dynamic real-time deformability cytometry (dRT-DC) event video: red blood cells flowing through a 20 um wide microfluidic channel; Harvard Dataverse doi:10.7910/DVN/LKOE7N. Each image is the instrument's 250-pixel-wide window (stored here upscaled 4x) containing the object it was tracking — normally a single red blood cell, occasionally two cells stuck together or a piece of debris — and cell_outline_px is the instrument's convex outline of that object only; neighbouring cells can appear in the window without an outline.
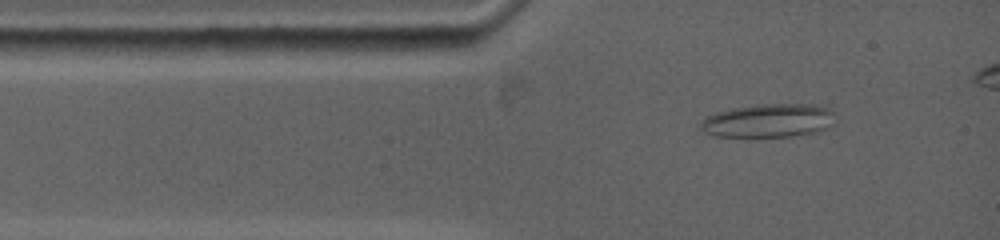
{"species": "common noctule bat (a hibernating species)", "species_latin": "Nyctalus noctula", "temperature_condition": "warm", "stored_images_in_passage": 64, "segment_of_instrument_passage": [1, 2], "camera_frame_rate_fps": 5000, "um_per_image_px": 0.085, "animal": {"sex": "female", "body_mass_g": 19.0, "forearm_length_mm": 53.3}, "frame": {"image": 1, "passage_image": 6, "time_ms": 1.0, "image_size_px": [1000, 240], "cell_outline_px": [[836, 116], [832, 128], [812, 132], [788, 136], [716, 136], [704, 132], [700, 128], [700, 124], [704, 116], [716, 112], [732, 108], [760, 104], [808, 104], [828, 108], [836, 112]], "centroid_in_image_um": [65.34, 10.24], "position_along_channel_um": 19.7, "area_um2": 26.41}}
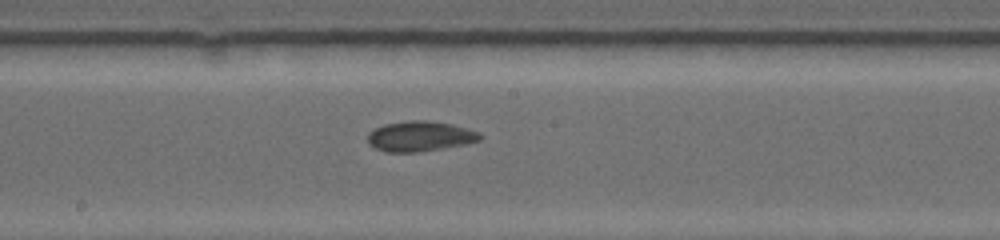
{"frame": {"image": 2, "passage_image": 34, "time_ms": 6.6, "image_size_px": [1000, 240], "cell_outline_px": [[480, 140], [460, 144], [416, 152], [388, 152], [376, 148], [368, 140], [368, 132], [384, 124], [412, 120], [428, 120], [452, 124], [480, 132]], "centroid_in_image_um": [35.67, 11.56], "position_along_channel_um": 212.5, "area_um2": 19.25}}
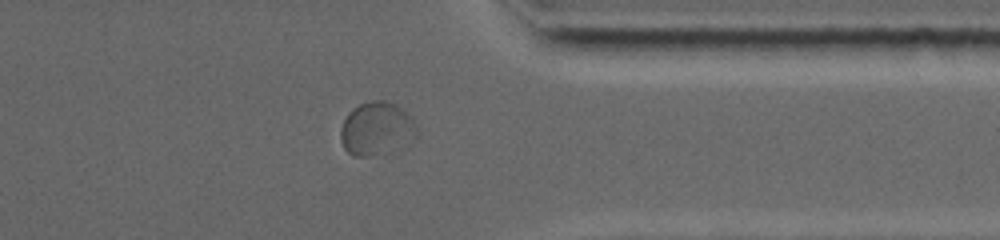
{"frame": {"image": 3, "passage_image": 57, "time_ms": 11.2, "image_size_px": [1000, 240], "cell_outline_px": [[416, 136], [368, 156], [352, 156], [344, 148], [340, 140], [340, 128], [348, 112], [352, 108], [360, 104], [372, 100], [384, 100], [396, 104], [412, 116], [416, 128]], "centroid_in_image_um": [31.92, 10.86], "position_along_channel_um": 379.5, "area_um2": 22.77}}